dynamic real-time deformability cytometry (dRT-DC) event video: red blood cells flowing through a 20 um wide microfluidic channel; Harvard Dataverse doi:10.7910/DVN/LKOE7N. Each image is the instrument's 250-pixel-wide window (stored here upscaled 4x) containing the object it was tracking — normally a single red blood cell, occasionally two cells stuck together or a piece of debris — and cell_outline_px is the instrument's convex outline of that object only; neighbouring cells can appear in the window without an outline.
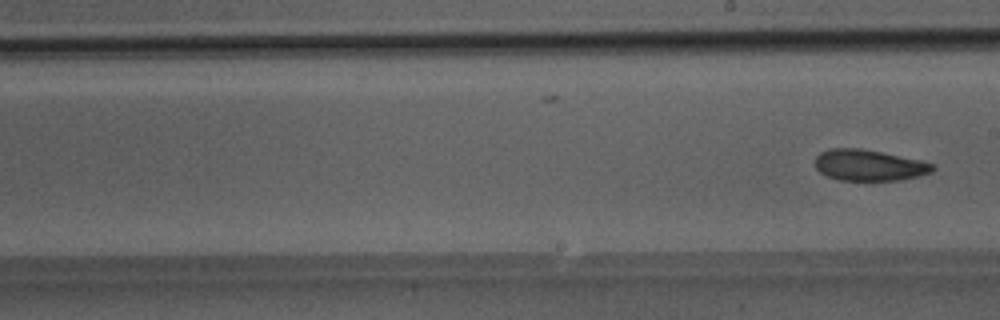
{"species": "Egyptian fruit bat (a non-hibernating species)", "species_latin": "Rousettus aegyptiacus", "temperature_condition": "room temperature", "stored_images_in_passage": 30, "segment_of_instrument_passage": [2, 2], "camera_frame_rate_fps": 3000, "um_per_image_px": 0.085, "animal": {"sex": "male"}, "frame": {"image": 1, "passage_image": 30, "time_ms": 9.667, "image_size_px": [1000, 320], "cell_outline_px": [[936, 168], [932, 172], [900, 180], [840, 180], [828, 176], [820, 172], [816, 168], [816, 156], [820, 152], [828, 148], [860, 148], [920, 160], [936, 164]], "centroid_in_image_um": [73.87, 14.04], "position_along_channel_um": 215.1, "area_um2": 21.21}}